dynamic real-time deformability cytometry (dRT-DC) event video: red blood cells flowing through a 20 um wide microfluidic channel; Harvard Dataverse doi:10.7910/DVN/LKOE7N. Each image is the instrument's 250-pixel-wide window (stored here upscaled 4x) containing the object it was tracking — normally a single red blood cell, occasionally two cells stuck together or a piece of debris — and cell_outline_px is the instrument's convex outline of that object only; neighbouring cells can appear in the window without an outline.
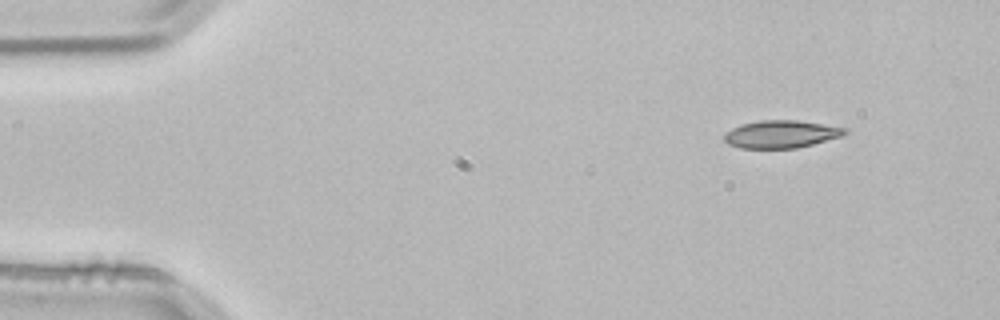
{"species": "common noctule bat (a hibernating species)", "species_latin": "Nyctalus noctula", "temperature_condition": "room temperature", "stored_images_in_passage": 2, "camera_frame_rate_fps": 3000, "um_per_image_px": 0.085, "animal": {"sex": "male", "body_mass_g": 21.5, "forearm_length_mm": 52.0}, "frame": {"image": 1, "passage_image": 1, "time_ms": 0.0, "image_size_px": [1000, 320], "cell_outline_px": [[848, 132], [844, 136], [796, 148], [740, 148], [728, 144], [724, 140], [724, 132], [732, 128], [744, 124], [760, 120], [796, 120], [848, 128]], "centroid_in_image_um": [66.41, 11.4], "position_along_channel_um": 18.6, "area_um2": 19.42}}